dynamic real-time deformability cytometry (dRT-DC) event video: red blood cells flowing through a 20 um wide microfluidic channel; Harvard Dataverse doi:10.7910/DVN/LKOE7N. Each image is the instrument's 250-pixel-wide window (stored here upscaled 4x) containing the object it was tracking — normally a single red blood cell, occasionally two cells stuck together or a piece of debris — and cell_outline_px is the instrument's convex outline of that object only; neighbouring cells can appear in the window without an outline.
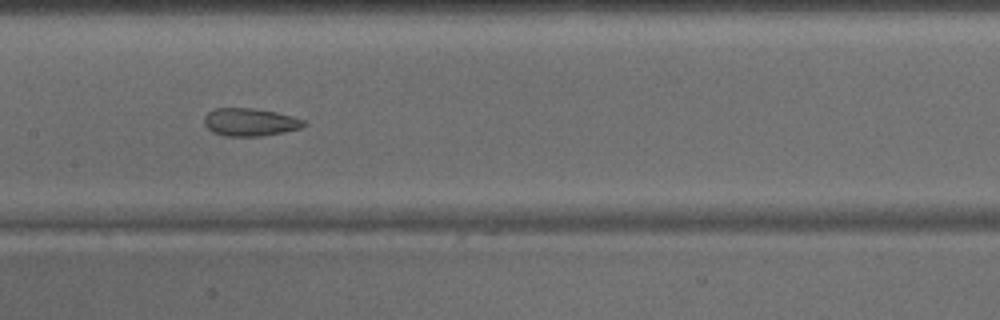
{"species": "common noctule bat (a hibernating species)", "species_latin": "Nyctalus noctula", "temperature_condition": "warm", "stored_images_in_passage": 23, "camera_frame_rate_fps": 3000, "um_per_image_px": 0.085, "animal": {"sex": "male", "body_mass_g": 15.6}, "frame": {"image": 1, "passage_image": 14, "time_ms": 4.333, "image_size_px": [1000, 320], "cell_outline_px": [[308, 124], [300, 128], [284, 132], [264, 136], [224, 136], [212, 132], [204, 124], [204, 116], [208, 112], [216, 108], [256, 108], [276, 112], [292, 116], [304, 120]], "centroid_in_image_um": [21.25, 10.38], "position_along_channel_um": 186.1, "area_um2": 16.3}}